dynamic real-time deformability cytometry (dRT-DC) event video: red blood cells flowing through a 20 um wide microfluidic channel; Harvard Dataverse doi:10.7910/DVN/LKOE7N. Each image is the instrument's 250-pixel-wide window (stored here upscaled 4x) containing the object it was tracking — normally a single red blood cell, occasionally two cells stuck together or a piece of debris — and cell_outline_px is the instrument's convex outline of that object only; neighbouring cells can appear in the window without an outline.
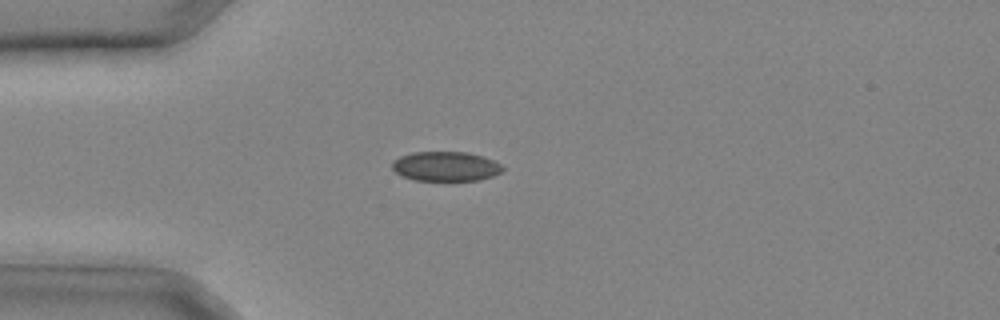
{"species": "common noctule bat (a hibernating species)", "species_latin": "Nyctalus noctula", "temperature_condition": "cold", "stored_images_in_passage": 24, "camera_frame_rate_fps": 3000, "um_per_image_px": 0.085, "animal": {"sex": "male", "body_mass_g": 20.4}, "frame": {"image": 1, "passage_image": 1, "time_ms": 0.0, "image_size_px": [1000, 320], "cell_outline_px": [[504, 168], [500, 172], [492, 176], [480, 180], [416, 180], [400, 176], [392, 168], [392, 164], [400, 156], [412, 152], [468, 152], [492, 160], [500, 164]], "centroid_in_image_um": [37.86, 14.14], "position_along_channel_um": 47.1, "area_um2": 18.84}}
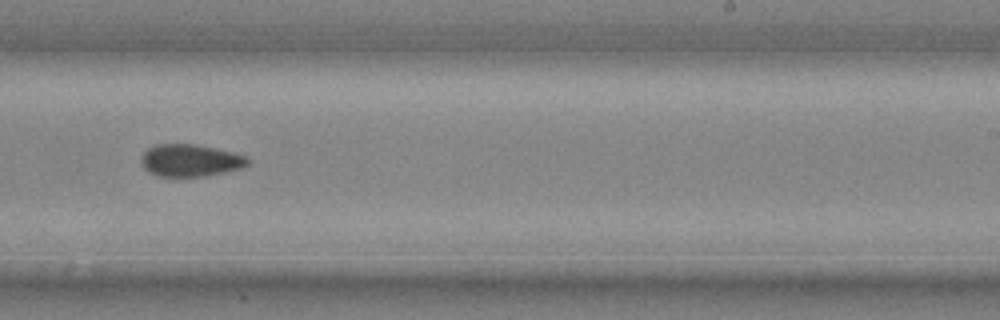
{"frame": {"image": 2, "passage_image": 13, "time_ms": 4.0, "image_size_px": [1000, 320], "cell_outline_px": [[248, 164], [240, 168], [224, 172], [204, 176], [160, 176], [148, 172], [144, 168], [140, 160], [140, 156], [148, 148], [156, 144], [196, 144], [216, 148], [248, 156]], "centroid_in_image_um": [16.15, 13.62], "position_along_channel_um": 272.9, "area_um2": 20.0}}
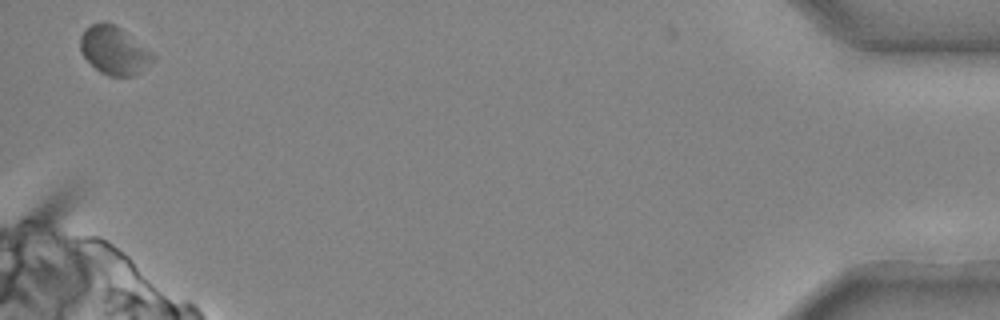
{"frame": {"image": 3, "passage_image": 24, "time_ms": 7.667, "image_size_px": [1000, 320], "cell_outline_px": [[156, 60], [140, 72], [132, 76], [108, 76], [100, 72], [84, 56], [80, 48], [80, 36], [84, 28], [100, 20], [104, 20], [120, 28], [152, 52], [156, 56]], "centroid_in_image_um": [9.7, 4.28], "position_along_channel_um": 425.5, "area_um2": 20.4}}